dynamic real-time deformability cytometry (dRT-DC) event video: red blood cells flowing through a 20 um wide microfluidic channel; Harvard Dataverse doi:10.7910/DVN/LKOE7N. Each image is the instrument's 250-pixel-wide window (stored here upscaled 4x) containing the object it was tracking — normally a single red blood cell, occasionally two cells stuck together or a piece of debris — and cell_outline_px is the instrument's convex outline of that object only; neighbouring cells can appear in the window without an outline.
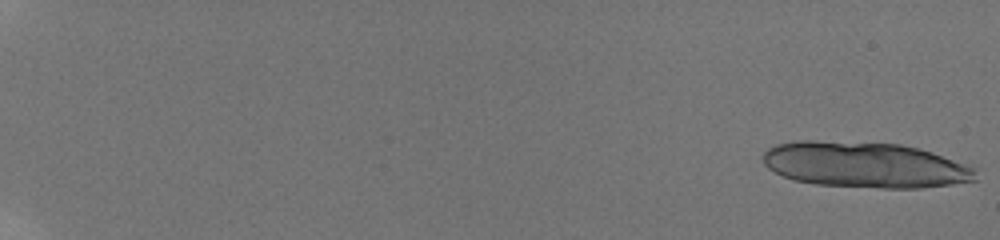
{"species": "human", "species_latin": "Homo sapiens", "temperature_condition": "room temperature", "stored_images_in_passage": 32, "camera_frame_rate_fps": 3000, "um_per_image_px": 0.085, "donor": {"sex": "male"}, "frame": {"image": 1, "passage_image": 1, "time_ms": 0.0, "image_size_px": [1000, 240], "cell_outline_px": [[976, 180], [952, 184], [920, 188], [880, 188], [816, 184], [792, 180], [768, 168], [764, 164], [764, 152], [768, 148], [776, 144], [796, 140], [812, 140], [900, 144], [932, 152], [976, 168]], "centroid_in_image_um": [73.5, 14.01], "position_along_channel_um": 11.5, "area_um2": 56.59}}